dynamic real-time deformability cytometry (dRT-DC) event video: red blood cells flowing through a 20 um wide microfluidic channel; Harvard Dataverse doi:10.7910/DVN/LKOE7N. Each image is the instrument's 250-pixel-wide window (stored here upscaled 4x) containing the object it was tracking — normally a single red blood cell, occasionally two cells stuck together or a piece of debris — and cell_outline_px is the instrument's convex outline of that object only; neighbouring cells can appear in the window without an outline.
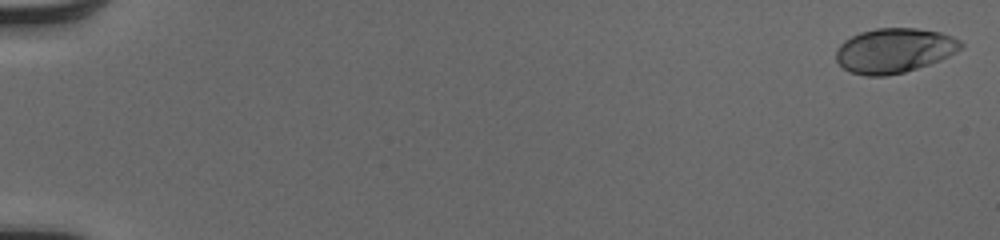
{"species": "human", "species_latin": "Homo sapiens", "temperature_condition": "cold", "stored_images_in_passage": 53, "camera_frame_rate_fps": 3000, "um_per_image_px": 0.085, "donor": {"sex": "male"}, "frame": {"image": 1, "passage_image": 2, "time_ms": 0.333, "image_size_px": [1000, 240], "cell_outline_px": [[964, 44], [956, 52], [940, 60], [904, 72], [884, 76], [864, 76], [848, 72], [836, 60], [836, 52], [840, 44], [844, 40], [860, 32], [876, 28], [916, 28], [940, 32], [952, 36], [960, 40]], "centroid_in_image_um": [75.99, 4.29], "position_along_channel_um": 9.0, "area_um2": 32.48}}
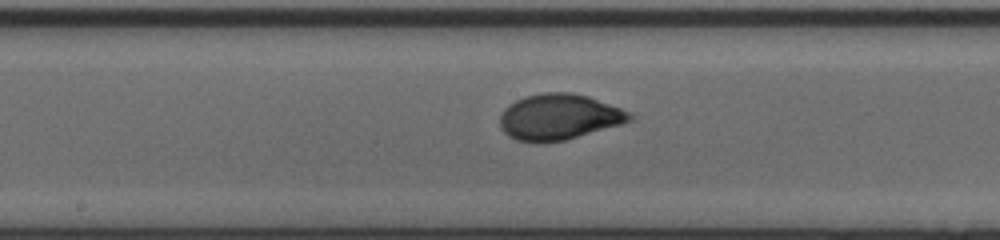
{"frame": {"image": 2, "passage_image": 30, "time_ms": 9.667, "image_size_px": [1000, 240], "cell_outline_px": [[632, 120], [620, 124], [564, 140], [544, 144], [532, 144], [516, 140], [508, 136], [500, 128], [500, 116], [504, 108], [508, 104], [524, 96], [544, 92], [572, 92], [588, 96], [632, 112]], "centroid_in_image_um": [47.46, 9.95], "position_along_channel_um": 200.7, "area_um2": 35.03}}
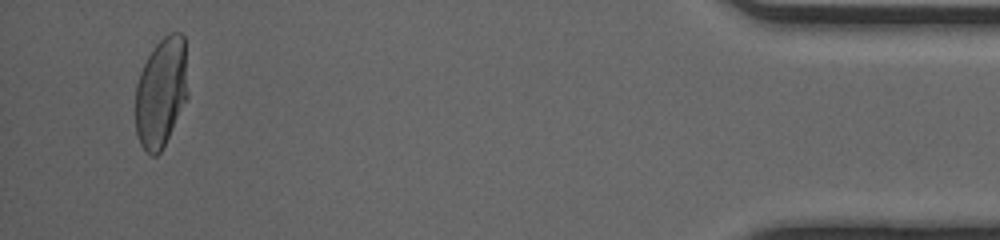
{"frame": {"image": 3, "passage_image": 51, "time_ms": 16.667, "image_size_px": [1000, 240], "cell_outline_px": [[188, 96], [160, 152], [156, 156], [152, 156], [144, 152], [136, 136], [136, 84], [140, 72], [148, 56], [156, 44], [164, 36], [172, 32], [180, 32], [184, 36], [188, 92]], "centroid_in_image_um": [13.69, 7.85], "position_along_channel_um": 421.5, "area_um2": 33.47}, "authors_computed_cell_mechanics": {"area_um2": 33.235, "velocity_mm_per_s": 4.0981, "shape_relaxation_time_tau1_ms": 2.9281, "shape_relaxation_time_tau2_ms": null, "deformation_change_tau1": 0.1639, "deformation_change_tau2": null}}